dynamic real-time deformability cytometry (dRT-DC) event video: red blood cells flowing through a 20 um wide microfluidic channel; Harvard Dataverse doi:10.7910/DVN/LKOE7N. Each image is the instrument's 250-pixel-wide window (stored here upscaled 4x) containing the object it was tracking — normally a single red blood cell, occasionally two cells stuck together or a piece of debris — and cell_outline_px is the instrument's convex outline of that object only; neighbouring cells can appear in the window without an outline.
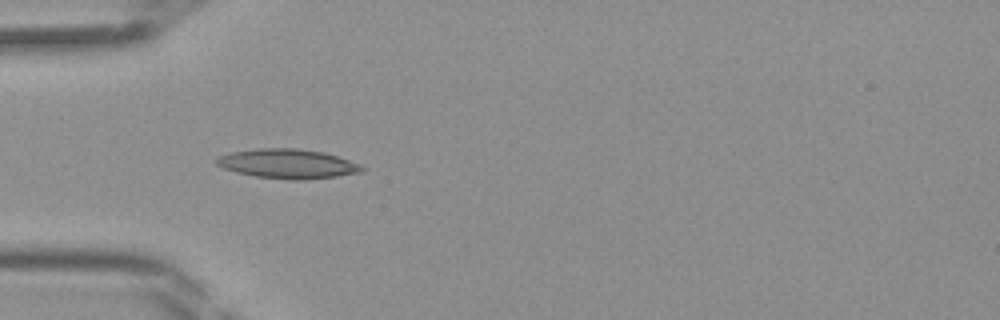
{"species": "Egyptian fruit bat (a non-hibernating species)", "species_latin": "Rousettus aegyptiacus", "temperature_condition": "room temperature", "stored_images_in_passage": 32, "camera_frame_rate_fps": 3000, "um_per_image_px": 0.085, "frame": {"image": 1, "passage_image": 2, "time_ms": 0.333, "image_size_px": [1000, 320], "cell_outline_px": [[368, 168], [364, 172], [336, 176], [304, 180], [292, 180], [256, 176], [236, 172], [224, 168], [216, 164], [216, 156], [232, 152], [260, 148], [296, 148], [324, 152], [360, 164]], "centroid_in_image_um": [24.48, 13.92], "position_along_channel_um": 60.5, "area_um2": 24.97}}
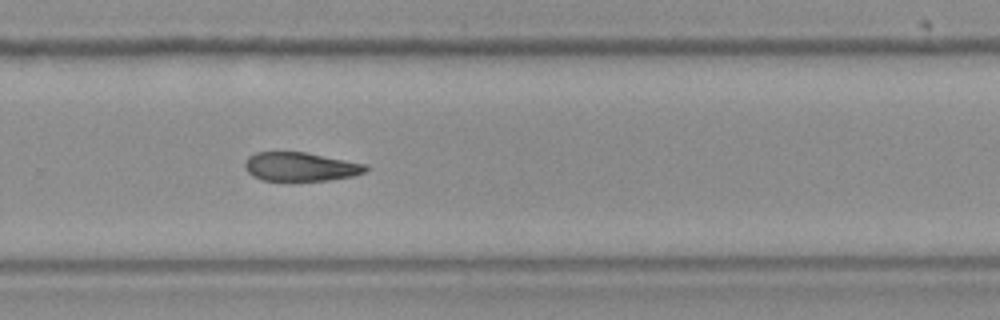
{"frame": {"image": 2, "passage_image": 18, "time_ms": 5.667, "image_size_px": [1000, 320], "cell_outline_px": [[368, 168], [364, 172], [352, 176], [328, 180], [260, 180], [252, 176], [244, 168], [244, 160], [248, 156], [256, 152], [304, 152], [364, 164]], "centroid_in_image_um": [25.45, 14.17], "position_along_channel_um": 304.3, "area_um2": 20.06}}
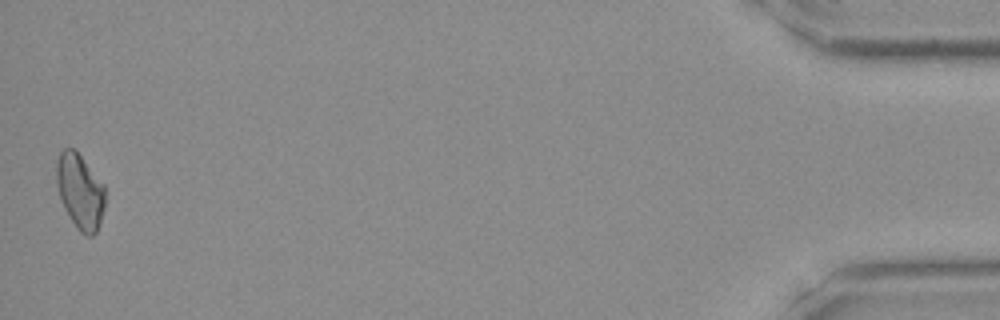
{"frame": {"image": 3, "passage_image": 32, "time_ms": 10.333, "image_size_px": [1000, 320], "cell_outline_px": [[104, 208], [96, 232], [92, 236], [84, 236], [80, 232], [64, 208], [56, 184], [56, 160], [60, 152], [64, 148], [76, 148], [104, 184]], "centroid_in_image_um": [6.79, 16.21], "position_along_channel_um": 428.4, "area_um2": 21.39}}